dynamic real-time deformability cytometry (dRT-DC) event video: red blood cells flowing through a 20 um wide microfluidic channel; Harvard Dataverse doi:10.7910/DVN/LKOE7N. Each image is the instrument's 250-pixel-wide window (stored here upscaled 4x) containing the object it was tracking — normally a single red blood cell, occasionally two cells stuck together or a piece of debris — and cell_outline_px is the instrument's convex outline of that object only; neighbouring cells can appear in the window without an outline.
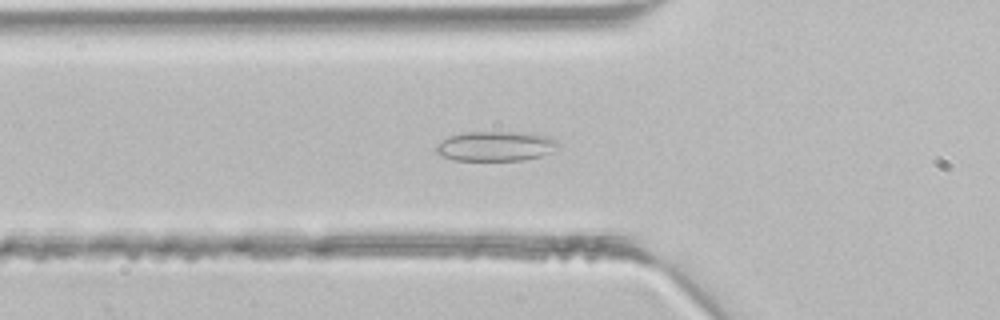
{"species": "common noctule bat (a hibernating species)", "species_latin": "Nyctalus noctula", "temperature_condition": "room temperature", "stored_images_in_passage": 43, "camera_frame_rate_fps": 3000, "um_per_image_px": 0.085, "animal": {"sex": "male", "body_mass_g": 21.5, "forearm_length_mm": 52.0}, "frame": {"image": 1, "passage_image": 14, "time_ms": 4.333, "image_size_px": [1000, 320], "cell_outline_px": [[560, 144], [552, 152], [540, 156], [524, 160], [452, 160], [440, 156], [436, 152], [436, 144], [448, 136], [464, 132], [512, 132], [544, 136], [556, 140]], "centroid_in_image_um": [42.06, 12.43], "position_along_channel_um": 83.7, "area_um2": 21.1}}
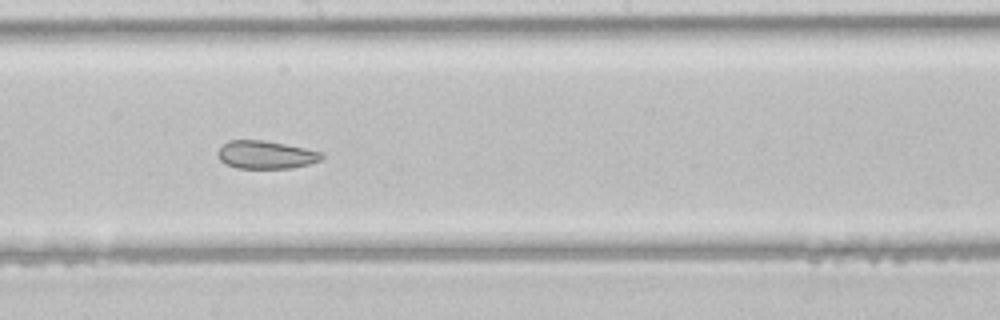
{"frame": {"image": 2, "passage_image": 23, "time_ms": 7.333, "image_size_px": [1000, 320], "cell_outline_px": [[324, 156], [320, 160], [308, 164], [292, 168], [236, 168], [224, 164], [216, 156], [216, 152], [228, 140], [260, 140], [284, 144], [304, 148], [320, 152]], "centroid_in_image_um": [22.53, 13.16], "position_along_channel_um": 225.7, "area_um2": 16.88}}
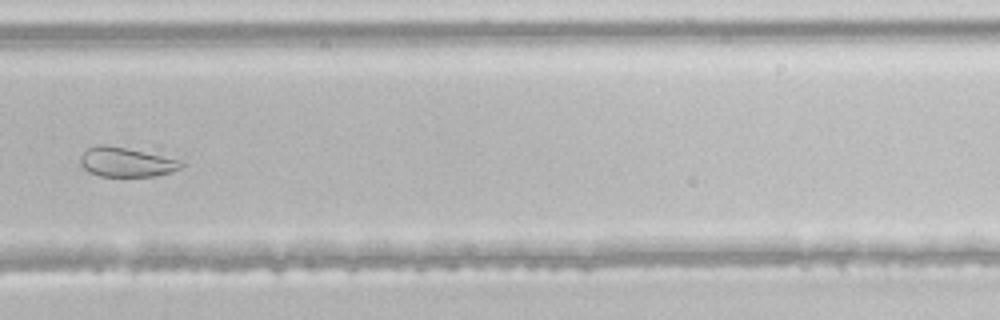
{"frame": {"image": 3, "passage_image": 29, "time_ms": 9.333, "image_size_px": [1000, 320], "cell_outline_px": [[184, 164], [180, 168], [172, 172], [152, 176], [100, 176], [88, 172], [80, 164], [80, 156], [88, 148], [100, 144], [104, 144], [124, 148], [180, 160]], "centroid_in_image_um": [10.69, 13.79], "position_along_channel_um": 319.1, "area_um2": 16.99}}